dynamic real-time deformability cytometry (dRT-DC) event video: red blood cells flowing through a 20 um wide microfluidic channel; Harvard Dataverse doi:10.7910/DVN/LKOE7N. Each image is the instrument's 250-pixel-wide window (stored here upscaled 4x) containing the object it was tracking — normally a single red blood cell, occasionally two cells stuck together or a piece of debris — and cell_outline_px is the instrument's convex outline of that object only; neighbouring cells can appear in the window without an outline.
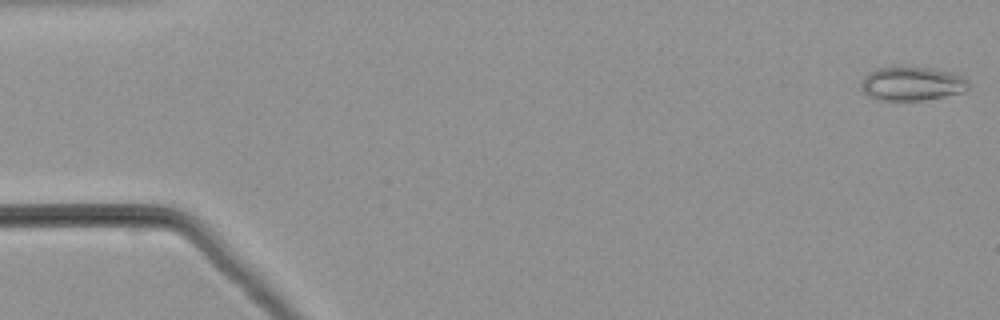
{"species": "common noctule bat (a hibernating species)", "species_latin": "Nyctalus noctula", "temperature_condition": "warm", "stored_images_in_passage": 51, "camera_frame_rate_fps": 3000, "um_per_image_px": 0.085, "animal": {"sex": "male", "body_mass_g": 21.5, "forearm_length_mm": 52.0}, "frame": {"image": 1, "passage_image": 1, "time_ms": 0.0, "image_size_px": [1000, 320], "cell_outline_px": [[968, 88], [964, 92], [924, 100], [876, 100], [868, 96], [860, 88], [860, 80], [868, 72], [880, 68], [904, 64], [932, 68], [952, 72], [964, 76], [968, 80]], "centroid_in_image_um": [77.49, 7.08], "position_along_channel_um": 7.5, "area_um2": 21.96}}
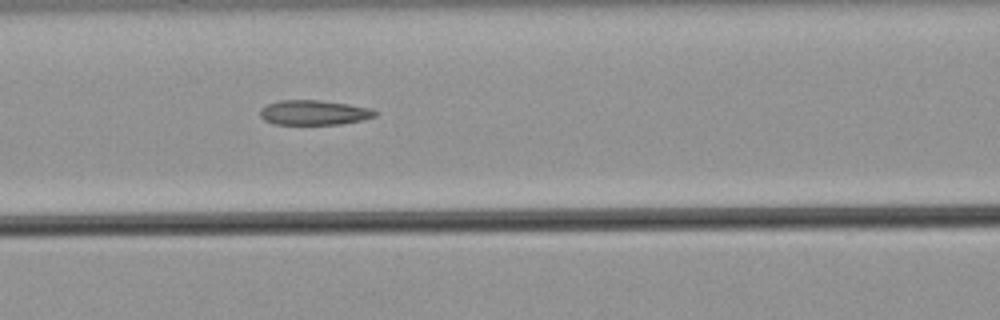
{"frame": {"image": 2, "passage_image": 22, "time_ms": 7.0, "image_size_px": [1000, 320], "cell_outline_px": [[380, 112], [376, 116], [364, 120], [340, 124], [272, 124], [264, 120], [260, 116], [260, 112], [268, 104], [280, 100], [316, 100], [348, 104], [372, 108]], "centroid_in_image_um": [26.75, 9.57], "position_along_channel_um": 139.9, "area_um2": 16.65}}
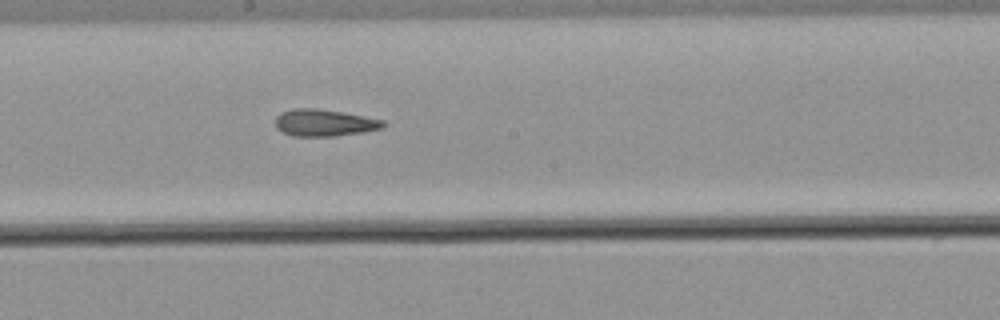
{"frame": {"image": 3, "passage_image": 28, "time_ms": 9.0, "image_size_px": [1000, 320], "cell_outline_px": [[384, 128], [360, 132], [332, 136], [292, 136], [276, 128], [276, 116], [280, 112], [292, 108], [316, 108], [340, 112], [384, 120]], "centroid_in_image_um": [27.51, 10.43], "position_along_channel_um": 220.7, "area_um2": 16.7}}